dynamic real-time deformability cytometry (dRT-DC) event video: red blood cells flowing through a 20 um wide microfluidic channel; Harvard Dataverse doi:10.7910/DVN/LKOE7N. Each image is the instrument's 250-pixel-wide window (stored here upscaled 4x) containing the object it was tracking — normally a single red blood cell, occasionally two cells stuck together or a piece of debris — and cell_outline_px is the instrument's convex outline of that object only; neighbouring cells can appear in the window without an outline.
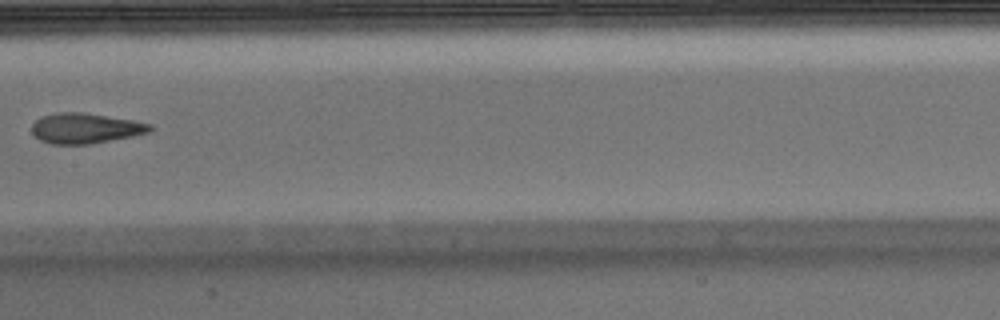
{"species": "Egyptian fruit bat (a non-hibernating species)", "species_latin": "Rousettus aegyptiacus", "temperature_condition": "warm", "stored_images_in_passage": 8, "camera_frame_rate_fps": 3000, "um_per_image_px": 0.085, "animal": {"sex": "male"}, "frame": {"image": 1, "passage_image": 8, "time_ms": 2.333, "image_size_px": [1000, 320], "cell_outline_px": [[156, 128], [148, 132], [132, 136], [92, 144], [52, 144], [40, 140], [32, 132], [32, 124], [40, 116], [56, 112], [84, 112], [132, 120], [152, 124]], "centroid_in_image_um": [7.26, 10.89], "position_along_channel_um": 200.1, "area_um2": 20.98}}